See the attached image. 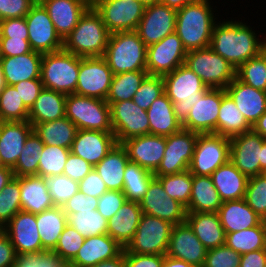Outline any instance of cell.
Instances as JSON below:
<instances>
[{
    "mask_svg": "<svg viewBox=\"0 0 266 267\" xmlns=\"http://www.w3.org/2000/svg\"><path fill=\"white\" fill-rule=\"evenodd\" d=\"M246 24L231 18L217 22L213 28L210 47L235 69L265 50V37L261 41Z\"/></svg>",
    "mask_w": 266,
    "mask_h": 267,
    "instance_id": "1",
    "label": "cell"
},
{
    "mask_svg": "<svg viewBox=\"0 0 266 267\" xmlns=\"http://www.w3.org/2000/svg\"><path fill=\"white\" fill-rule=\"evenodd\" d=\"M213 12L209 0H198L177 10L175 33L187 52L210 46L217 23Z\"/></svg>",
    "mask_w": 266,
    "mask_h": 267,
    "instance_id": "2",
    "label": "cell"
},
{
    "mask_svg": "<svg viewBox=\"0 0 266 267\" xmlns=\"http://www.w3.org/2000/svg\"><path fill=\"white\" fill-rule=\"evenodd\" d=\"M110 32L94 8H89L63 40V50L79 57L104 56Z\"/></svg>",
    "mask_w": 266,
    "mask_h": 267,
    "instance_id": "3",
    "label": "cell"
},
{
    "mask_svg": "<svg viewBox=\"0 0 266 267\" xmlns=\"http://www.w3.org/2000/svg\"><path fill=\"white\" fill-rule=\"evenodd\" d=\"M164 91L173 102V109L177 120L183 124L191 108L197 100L209 89L202 79L185 64L174 71L162 76Z\"/></svg>",
    "mask_w": 266,
    "mask_h": 267,
    "instance_id": "4",
    "label": "cell"
},
{
    "mask_svg": "<svg viewBox=\"0 0 266 267\" xmlns=\"http://www.w3.org/2000/svg\"><path fill=\"white\" fill-rule=\"evenodd\" d=\"M113 74L146 71L147 46L136 31L111 33L103 56Z\"/></svg>",
    "mask_w": 266,
    "mask_h": 267,
    "instance_id": "5",
    "label": "cell"
},
{
    "mask_svg": "<svg viewBox=\"0 0 266 267\" xmlns=\"http://www.w3.org/2000/svg\"><path fill=\"white\" fill-rule=\"evenodd\" d=\"M80 57L63 49L42 56L43 87L57 92L74 94L77 87Z\"/></svg>",
    "mask_w": 266,
    "mask_h": 267,
    "instance_id": "6",
    "label": "cell"
},
{
    "mask_svg": "<svg viewBox=\"0 0 266 267\" xmlns=\"http://www.w3.org/2000/svg\"><path fill=\"white\" fill-rule=\"evenodd\" d=\"M65 116L78 130L113 132L110 105L106 100L78 94L66 95Z\"/></svg>",
    "mask_w": 266,
    "mask_h": 267,
    "instance_id": "7",
    "label": "cell"
},
{
    "mask_svg": "<svg viewBox=\"0 0 266 267\" xmlns=\"http://www.w3.org/2000/svg\"><path fill=\"white\" fill-rule=\"evenodd\" d=\"M210 88L225 89L236 77V69L210 46L187 52L185 63Z\"/></svg>",
    "mask_w": 266,
    "mask_h": 267,
    "instance_id": "8",
    "label": "cell"
},
{
    "mask_svg": "<svg viewBox=\"0 0 266 267\" xmlns=\"http://www.w3.org/2000/svg\"><path fill=\"white\" fill-rule=\"evenodd\" d=\"M173 224L142 213L133 239L124 250L127 253L165 255Z\"/></svg>",
    "mask_w": 266,
    "mask_h": 267,
    "instance_id": "9",
    "label": "cell"
},
{
    "mask_svg": "<svg viewBox=\"0 0 266 267\" xmlns=\"http://www.w3.org/2000/svg\"><path fill=\"white\" fill-rule=\"evenodd\" d=\"M230 138L214 133L198 134L189 171L192 175L211 176L229 161Z\"/></svg>",
    "mask_w": 266,
    "mask_h": 267,
    "instance_id": "10",
    "label": "cell"
},
{
    "mask_svg": "<svg viewBox=\"0 0 266 267\" xmlns=\"http://www.w3.org/2000/svg\"><path fill=\"white\" fill-rule=\"evenodd\" d=\"M145 5L136 0H97L94 9L110 33L136 31Z\"/></svg>",
    "mask_w": 266,
    "mask_h": 267,
    "instance_id": "11",
    "label": "cell"
},
{
    "mask_svg": "<svg viewBox=\"0 0 266 267\" xmlns=\"http://www.w3.org/2000/svg\"><path fill=\"white\" fill-rule=\"evenodd\" d=\"M198 134L181 128L178 132L167 136L164 156L153 174L164 176L189 170Z\"/></svg>",
    "mask_w": 266,
    "mask_h": 267,
    "instance_id": "12",
    "label": "cell"
},
{
    "mask_svg": "<svg viewBox=\"0 0 266 267\" xmlns=\"http://www.w3.org/2000/svg\"><path fill=\"white\" fill-rule=\"evenodd\" d=\"M113 75L103 56L80 57L75 94L106 100Z\"/></svg>",
    "mask_w": 266,
    "mask_h": 267,
    "instance_id": "13",
    "label": "cell"
},
{
    "mask_svg": "<svg viewBox=\"0 0 266 267\" xmlns=\"http://www.w3.org/2000/svg\"><path fill=\"white\" fill-rule=\"evenodd\" d=\"M25 19L32 51L46 54L63 49V40L57 34L49 14L39 1L32 5Z\"/></svg>",
    "mask_w": 266,
    "mask_h": 267,
    "instance_id": "14",
    "label": "cell"
},
{
    "mask_svg": "<svg viewBox=\"0 0 266 267\" xmlns=\"http://www.w3.org/2000/svg\"><path fill=\"white\" fill-rule=\"evenodd\" d=\"M111 125L117 143L149 134L147 111L132 100L119 101L110 105Z\"/></svg>",
    "mask_w": 266,
    "mask_h": 267,
    "instance_id": "15",
    "label": "cell"
},
{
    "mask_svg": "<svg viewBox=\"0 0 266 267\" xmlns=\"http://www.w3.org/2000/svg\"><path fill=\"white\" fill-rule=\"evenodd\" d=\"M186 55L181 39L174 32L147 46L146 71L149 75L163 76L184 64Z\"/></svg>",
    "mask_w": 266,
    "mask_h": 267,
    "instance_id": "16",
    "label": "cell"
},
{
    "mask_svg": "<svg viewBox=\"0 0 266 267\" xmlns=\"http://www.w3.org/2000/svg\"><path fill=\"white\" fill-rule=\"evenodd\" d=\"M139 204L142 213L166 220L173 225L186 221V207L176 199L170 198L156 177L149 183Z\"/></svg>",
    "mask_w": 266,
    "mask_h": 267,
    "instance_id": "17",
    "label": "cell"
},
{
    "mask_svg": "<svg viewBox=\"0 0 266 267\" xmlns=\"http://www.w3.org/2000/svg\"><path fill=\"white\" fill-rule=\"evenodd\" d=\"M177 11L160 2L147 5L136 32L146 46L175 32Z\"/></svg>",
    "mask_w": 266,
    "mask_h": 267,
    "instance_id": "18",
    "label": "cell"
},
{
    "mask_svg": "<svg viewBox=\"0 0 266 267\" xmlns=\"http://www.w3.org/2000/svg\"><path fill=\"white\" fill-rule=\"evenodd\" d=\"M226 94L223 88L208 89L201 99L195 102L182 128L199 134H217L219 109Z\"/></svg>",
    "mask_w": 266,
    "mask_h": 267,
    "instance_id": "19",
    "label": "cell"
},
{
    "mask_svg": "<svg viewBox=\"0 0 266 267\" xmlns=\"http://www.w3.org/2000/svg\"><path fill=\"white\" fill-rule=\"evenodd\" d=\"M264 140L253 130L230 138L229 160L248 178L264 174L259 161Z\"/></svg>",
    "mask_w": 266,
    "mask_h": 267,
    "instance_id": "20",
    "label": "cell"
},
{
    "mask_svg": "<svg viewBox=\"0 0 266 267\" xmlns=\"http://www.w3.org/2000/svg\"><path fill=\"white\" fill-rule=\"evenodd\" d=\"M207 251L186 221L173 225L165 255L202 267Z\"/></svg>",
    "mask_w": 266,
    "mask_h": 267,
    "instance_id": "21",
    "label": "cell"
},
{
    "mask_svg": "<svg viewBox=\"0 0 266 267\" xmlns=\"http://www.w3.org/2000/svg\"><path fill=\"white\" fill-rule=\"evenodd\" d=\"M8 234L17 255L46 251L40 239L36 224V214L21 210L3 228Z\"/></svg>",
    "mask_w": 266,
    "mask_h": 267,
    "instance_id": "22",
    "label": "cell"
},
{
    "mask_svg": "<svg viewBox=\"0 0 266 267\" xmlns=\"http://www.w3.org/2000/svg\"><path fill=\"white\" fill-rule=\"evenodd\" d=\"M129 161L154 173L164 156L166 137L158 135H142L123 141Z\"/></svg>",
    "mask_w": 266,
    "mask_h": 267,
    "instance_id": "23",
    "label": "cell"
},
{
    "mask_svg": "<svg viewBox=\"0 0 266 267\" xmlns=\"http://www.w3.org/2000/svg\"><path fill=\"white\" fill-rule=\"evenodd\" d=\"M116 144L113 132L77 130L70 151L95 166Z\"/></svg>",
    "mask_w": 266,
    "mask_h": 267,
    "instance_id": "24",
    "label": "cell"
},
{
    "mask_svg": "<svg viewBox=\"0 0 266 267\" xmlns=\"http://www.w3.org/2000/svg\"><path fill=\"white\" fill-rule=\"evenodd\" d=\"M225 90L251 126L266 112V91L246 85L236 77Z\"/></svg>",
    "mask_w": 266,
    "mask_h": 267,
    "instance_id": "25",
    "label": "cell"
},
{
    "mask_svg": "<svg viewBox=\"0 0 266 267\" xmlns=\"http://www.w3.org/2000/svg\"><path fill=\"white\" fill-rule=\"evenodd\" d=\"M46 9L57 34L64 40L89 9L78 0H38Z\"/></svg>",
    "mask_w": 266,
    "mask_h": 267,
    "instance_id": "26",
    "label": "cell"
},
{
    "mask_svg": "<svg viewBox=\"0 0 266 267\" xmlns=\"http://www.w3.org/2000/svg\"><path fill=\"white\" fill-rule=\"evenodd\" d=\"M123 250L124 247L108 234L87 237L70 262L78 267H92L101 261L117 257Z\"/></svg>",
    "mask_w": 266,
    "mask_h": 267,
    "instance_id": "27",
    "label": "cell"
},
{
    "mask_svg": "<svg viewBox=\"0 0 266 267\" xmlns=\"http://www.w3.org/2000/svg\"><path fill=\"white\" fill-rule=\"evenodd\" d=\"M33 131L27 121H5L0 132V160L3 166L13 168L24 147L25 140Z\"/></svg>",
    "mask_w": 266,
    "mask_h": 267,
    "instance_id": "28",
    "label": "cell"
},
{
    "mask_svg": "<svg viewBox=\"0 0 266 267\" xmlns=\"http://www.w3.org/2000/svg\"><path fill=\"white\" fill-rule=\"evenodd\" d=\"M20 182L21 209L33 214L54 207L46 178L31 175L15 177Z\"/></svg>",
    "mask_w": 266,
    "mask_h": 267,
    "instance_id": "29",
    "label": "cell"
},
{
    "mask_svg": "<svg viewBox=\"0 0 266 267\" xmlns=\"http://www.w3.org/2000/svg\"><path fill=\"white\" fill-rule=\"evenodd\" d=\"M186 222L207 250L225 244L226 234L217 212H187Z\"/></svg>",
    "mask_w": 266,
    "mask_h": 267,
    "instance_id": "30",
    "label": "cell"
},
{
    "mask_svg": "<svg viewBox=\"0 0 266 267\" xmlns=\"http://www.w3.org/2000/svg\"><path fill=\"white\" fill-rule=\"evenodd\" d=\"M43 54L31 51L12 57H1L2 69L7 85H14L30 79H41Z\"/></svg>",
    "mask_w": 266,
    "mask_h": 267,
    "instance_id": "31",
    "label": "cell"
},
{
    "mask_svg": "<svg viewBox=\"0 0 266 267\" xmlns=\"http://www.w3.org/2000/svg\"><path fill=\"white\" fill-rule=\"evenodd\" d=\"M217 213L225 234L255 227L263 221L245 199L224 201Z\"/></svg>",
    "mask_w": 266,
    "mask_h": 267,
    "instance_id": "32",
    "label": "cell"
},
{
    "mask_svg": "<svg viewBox=\"0 0 266 267\" xmlns=\"http://www.w3.org/2000/svg\"><path fill=\"white\" fill-rule=\"evenodd\" d=\"M141 215L142 209L138 202L126 201L118 212L108 219L107 234L125 248L136 233Z\"/></svg>",
    "mask_w": 266,
    "mask_h": 267,
    "instance_id": "33",
    "label": "cell"
},
{
    "mask_svg": "<svg viewBox=\"0 0 266 267\" xmlns=\"http://www.w3.org/2000/svg\"><path fill=\"white\" fill-rule=\"evenodd\" d=\"M211 178L221 200H241L245 198L248 177L229 160L218 167Z\"/></svg>",
    "mask_w": 266,
    "mask_h": 267,
    "instance_id": "34",
    "label": "cell"
},
{
    "mask_svg": "<svg viewBox=\"0 0 266 267\" xmlns=\"http://www.w3.org/2000/svg\"><path fill=\"white\" fill-rule=\"evenodd\" d=\"M147 115L151 135L167 137L182 128L175 116L173 102L165 92L150 105Z\"/></svg>",
    "mask_w": 266,
    "mask_h": 267,
    "instance_id": "35",
    "label": "cell"
},
{
    "mask_svg": "<svg viewBox=\"0 0 266 267\" xmlns=\"http://www.w3.org/2000/svg\"><path fill=\"white\" fill-rule=\"evenodd\" d=\"M129 161L122 144L117 143L109 153L94 166L108 190L123 191L124 171Z\"/></svg>",
    "mask_w": 266,
    "mask_h": 267,
    "instance_id": "36",
    "label": "cell"
},
{
    "mask_svg": "<svg viewBox=\"0 0 266 267\" xmlns=\"http://www.w3.org/2000/svg\"><path fill=\"white\" fill-rule=\"evenodd\" d=\"M66 94L43 88L29 110L28 121L34 127L37 123L49 122L65 117Z\"/></svg>",
    "mask_w": 266,
    "mask_h": 267,
    "instance_id": "37",
    "label": "cell"
},
{
    "mask_svg": "<svg viewBox=\"0 0 266 267\" xmlns=\"http://www.w3.org/2000/svg\"><path fill=\"white\" fill-rule=\"evenodd\" d=\"M222 203L211 176L192 175V191L187 212H218Z\"/></svg>",
    "mask_w": 266,
    "mask_h": 267,
    "instance_id": "38",
    "label": "cell"
},
{
    "mask_svg": "<svg viewBox=\"0 0 266 267\" xmlns=\"http://www.w3.org/2000/svg\"><path fill=\"white\" fill-rule=\"evenodd\" d=\"M36 224L43 248L52 251L68 224L67 215L61 206H54L36 214Z\"/></svg>",
    "mask_w": 266,
    "mask_h": 267,
    "instance_id": "39",
    "label": "cell"
},
{
    "mask_svg": "<svg viewBox=\"0 0 266 267\" xmlns=\"http://www.w3.org/2000/svg\"><path fill=\"white\" fill-rule=\"evenodd\" d=\"M33 130L44 144L71 149L78 129L65 116L53 121L37 123Z\"/></svg>",
    "mask_w": 266,
    "mask_h": 267,
    "instance_id": "40",
    "label": "cell"
},
{
    "mask_svg": "<svg viewBox=\"0 0 266 267\" xmlns=\"http://www.w3.org/2000/svg\"><path fill=\"white\" fill-rule=\"evenodd\" d=\"M250 130L252 126L237 108L235 102L226 94L222 98L219 109L217 134L231 138Z\"/></svg>",
    "mask_w": 266,
    "mask_h": 267,
    "instance_id": "41",
    "label": "cell"
},
{
    "mask_svg": "<svg viewBox=\"0 0 266 267\" xmlns=\"http://www.w3.org/2000/svg\"><path fill=\"white\" fill-rule=\"evenodd\" d=\"M225 244L242 254L266 249V221L233 233H226Z\"/></svg>",
    "mask_w": 266,
    "mask_h": 267,
    "instance_id": "42",
    "label": "cell"
},
{
    "mask_svg": "<svg viewBox=\"0 0 266 267\" xmlns=\"http://www.w3.org/2000/svg\"><path fill=\"white\" fill-rule=\"evenodd\" d=\"M148 75L147 71H130L114 74L106 102L111 105L119 101L132 100V97Z\"/></svg>",
    "mask_w": 266,
    "mask_h": 267,
    "instance_id": "43",
    "label": "cell"
},
{
    "mask_svg": "<svg viewBox=\"0 0 266 267\" xmlns=\"http://www.w3.org/2000/svg\"><path fill=\"white\" fill-rule=\"evenodd\" d=\"M155 175L137 163L128 161L124 171L123 193L127 201L140 202Z\"/></svg>",
    "mask_w": 266,
    "mask_h": 267,
    "instance_id": "44",
    "label": "cell"
},
{
    "mask_svg": "<svg viewBox=\"0 0 266 267\" xmlns=\"http://www.w3.org/2000/svg\"><path fill=\"white\" fill-rule=\"evenodd\" d=\"M44 143L33 130L25 140L24 147L12 168L15 177L38 175V164Z\"/></svg>",
    "mask_w": 266,
    "mask_h": 267,
    "instance_id": "45",
    "label": "cell"
},
{
    "mask_svg": "<svg viewBox=\"0 0 266 267\" xmlns=\"http://www.w3.org/2000/svg\"><path fill=\"white\" fill-rule=\"evenodd\" d=\"M66 215L67 223L85 238L107 234L108 220L98 210L80 211Z\"/></svg>",
    "mask_w": 266,
    "mask_h": 267,
    "instance_id": "46",
    "label": "cell"
},
{
    "mask_svg": "<svg viewBox=\"0 0 266 267\" xmlns=\"http://www.w3.org/2000/svg\"><path fill=\"white\" fill-rule=\"evenodd\" d=\"M236 78L255 89L266 91V50L236 69Z\"/></svg>",
    "mask_w": 266,
    "mask_h": 267,
    "instance_id": "47",
    "label": "cell"
},
{
    "mask_svg": "<svg viewBox=\"0 0 266 267\" xmlns=\"http://www.w3.org/2000/svg\"><path fill=\"white\" fill-rule=\"evenodd\" d=\"M70 149L44 144L38 164V176L52 177L63 175Z\"/></svg>",
    "mask_w": 266,
    "mask_h": 267,
    "instance_id": "48",
    "label": "cell"
},
{
    "mask_svg": "<svg viewBox=\"0 0 266 267\" xmlns=\"http://www.w3.org/2000/svg\"><path fill=\"white\" fill-rule=\"evenodd\" d=\"M170 198L176 199L186 208L192 191V174L186 170L177 174L155 176Z\"/></svg>",
    "mask_w": 266,
    "mask_h": 267,
    "instance_id": "49",
    "label": "cell"
},
{
    "mask_svg": "<svg viewBox=\"0 0 266 267\" xmlns=\"http://www.w3.org/2000/svg\"><path fill=\"white\" fill-rule=\"evenodd\" d=\"M29 109L24 105L13 85L0 92V117L4 121H27Z\"/></svg>",
    "mask_w": 266,
    "mask_h": 267,
    "instance_id": "50",
    "label": "cell"
},
{
    "mask_svg": "<svg viewBox=\"0 0 266 267\" xmlns=\"http://www.w3.org/2000/svg\"><path fill=\"white\" fill-rule=\"evenodd\" d=\"M21 210L20 182L14 177L0 192V229Z\"/></svg>",
    "mask_w": 266,
    "mask_h": 267,
    "instance_id": "51",
    "label": "cell"
},
{
    "mask_svg": "<svg viewBox=\"0 0 266 267\" xmlns=\"http://www.w3.org/2000/svg\"><path fill=\"white\" fill-rule=\"evenodd\" d=\"M247 204L266 221V175L260 174L248 179L245 198Z\"/></svg>",
    "mask_w": 266,
    "mask_h": 267,
    "instance_id": "52",
    "label": "cell"
},
{
    "mask_svg": "<svg viewBox=\"0 0 266 267\" xmlns=\"http://www.w3.org/2000/svg\"><path fill=\"white\" fill-rule=\"evenodd\" d=\"M164 80L162 76L148 75L141 83L132 101L144 110L164 93Z\"/></svg>",
    "mask_w": 266,
    "mask_h": 267,
    "instance_id": "53",
    "label": "cell"
},
{
    "mask_svg": "<svg viewBox=\"0 0 266 267\" xmlns=\"http://www.w3.org/2000/svg\"><path fill=\"white\" fill-rule=\"evenodd\" d=\"M84 239L82 234L67 224L52 251L58 254L64 262H70L83 245Z\"/></svg>",
    "mask_w": 266,
    "mask_h": 267,
    "instance_id": "54",
    "label": "cell"
},
{
    "mask_svg": "<svg viewBox=\"0 0 266 267\" xmlns=\"http://www.w3.org/2000/svg\"><path fill=\"white\" fill-rule=\"evenodd\" d=\"M48 190L55 206L63 204L78 192V182L68 176L57 175L46 177Z\"/></svg>",
    "mask_w": 266,
    "mask_h": 267,
    "instance_id": "55",
    "label": "cell"
},
{
    "mask_svg": "<svg viewBox=\"0 0 266 267\" xmlns=\"http://www.w3.org/2000/svg\"><path fill=\"white\" fill-rule=\"evenodd\" d=\"M241 254L226 244L209 249L202 267H239Z\"/></svg>",
    "mask_w": 266,
    "mask_h": 267,
    "instance_id": "56",
    "label": "cell"
},
{
    "mask_svg": "<svg viewBox=\"0 0 266 267\" xmlns=\"http://www.w3.org/2000/svg\"><path fill=\"white\" fill-rule=\"evenodd\" d=\"M64 261L54 251L19 254L14 267H59Z\"/></svg>",
    "mask_w": 266,
    "mask_h": 267,
    "instance_id": "57",
    "label": "cell"
},
{
    "mask_svg": "<svg viewBox=\"0 0 266 267\" xmlns=\"http://www.w3.org/2000/svg\"><path fill=\"white\" fill-rule=\"evenodd\" d=\"M126 201L127 198L123 191L108 190L98 198L97 210L108 220L118 212Z\"/></svg>",
    "mask_w": 266,
    "mask_h": 267,
    "instance_id": "58",
    "label": "cell"
},
{
    "mask_svg": "<svg viewBox=\"0 0 266 267\" xmlns=\"http://www.w3.org/2000/svg\"><path fill=\"white\" fill-rule=\"evenodd\" d=\"M29 31L25 17L0 21V38L28 40Z\"/></svg>",
    "mask_w": 266,
    "mask_h": 267,
    "instance_id": "59",
    "label": "cell"
},
{
    "mask_svg": "<svg viewBox=\"0 0 266 267\" xmlns=\"http://www.w3.org/2000/svg\"><path fill=\"white\" fill-rule=\"evenodd\" d=\"M36 0H0V21L25 17Z\"/></svg>",
    "mask_w": 266,
    "mask_h": 267,
    "instance_id": "60",
    "label": "cell"
},
{
    "mask_svg": "<svg viewBox=\"0 0 266 267\" xmlns=\"http://www.w3.org/2000/svg\"><path fill=\"white\" fill-rule=\"evenodd\" d=\"M93 168L86 160L70 152L63 175L79 183Z\"/></svg>",
    "mask_w": 266,
    "mask_h": 267,
    "instance_id": "61",
    "label": "cell"
},
{
    "mask_svg": "<svg viewBox=\"0 0 266 267\" xmlns=\"http://www.w3.org/2000/svg\"><path fill=\"white\" fill-rule=\"evenodd\" d=\"M24 105L30 110L44 88L41 79H30L13 85Z\"/></svg>",
    "mask_w": 266,
    "mask_h": 267,
    "instance_id": "62",
    "label": "cell"
},
{
    "mask_svg": "<svg viewBox=\"0 0 266 267\" xmlns=\"http://www.w3.org/2000/svg\"><path fill=\"white\" fill-rule=\"evenodd\" d=\"M98 198L90 195H84L79 190L68 199L62 206L66 214L77 213L80 211L97 210Z\"/></svg>",
    "mask_w": 266,
    "mask_h": 267,
    "instance_id": "63",
    "label": "cell"
},
{
    "mask_svg": "<svg viewBox=\"0 0 266 267\" xmlns=\"http://www.w3.org/2000/svg\"><path fill=\"white\" fill-rule=\"evenodd\" d=\"M78 190L84 195L97 198L108 191L106 184L94 168L78 183Z\"/></svg>",
    "mask_w": 266,
    "mask_h": 267,
    "instance_id": "64",
    "label": "cell"
},
{
    "mask_svg": "<svg viewBox=\"0 0 266 267\" xmlns=\"http://www.w3.org/2000/svg\"><path fill=\"white\" fill-rule=\"evenodd\" d=\"M164 255L134 254L124 250L126 267H161Z\"/></svg>",
    "mask_w": 266,
    "mask_h": 267,
    "instance_id": "65",
    "label": "cell"
},
{
    "mask_svg": "<svg viewBox=\"0 0 266 267\" xmlns=\"http://www.w3.org/2000/svg\"><path fill=\"white\" fill-rule=\"evenodd\" d=\"M28 40L0 38L1 57H12L31 52Z\"/></svg>",
    "mask_w": 266,
    "mask_h": 267,
    "instance_id": "66",
    "label": "cell"
},
{
    "mask_svg": "<svg viewBox=\"0 0 266 267\" xmlns=\"http://www.w3.org/2000/svg\"><path fill=\"white\" fill-rule=\"evenodd\" d=\"M17 257L8 234L0 229V267H14Z\"/></svg>",
    "mask_w": 266,
    "mask_h": 267,
    "instance_id": "67",
    "label": "cell"
},
{
    "mask_svg": "<svg viewBox=\"0 0 266 267\" xmlns=\"http://www.w3.org/2000/svg\"><path fill=\"white\" fill-rule=\"evenodd\" d=\"M239 267H266V249L242 254Z\"/></svg>",
    "mask_w": 266,
    "mask_h": 267,
    "instance_id": "68",
    "label": "cell"
},
{
    "mask_svg": "<svg viewBox=\"0 0 266 267\" xmlns=\"http://www.w3.org/2000/svg\"><path fill=\"white\" fill-rule=\"evenodd\" d=\"M92 267H126L124 261V250L117 257L101 261Z\"/></svg>",
    "mask_w": 266,
    "mask_h": 267,
    "instance_id": "69",
    "label": "cell"
},
{
    "mask_svg": "<svg viewBox=\"0 0 266 267\" xmlns=\"http://www.w3.org/2000/svg\"><path fill=\"white\" fill-rule=\"evenodd\" d=\"M14 177L12 168L7 166L0 167V192Z\"/></svg>",
    "mask_w": 266,
    "mask_h": 267,
    "instance_id": "70",
    "label": "cell"
},
{
    "mask_svg": "<svg viewBox=\"0 0 266 267\" xmlns=\"http://www.w3.org/2000/svg\"><path fill=\"white\" fill-rule=\"evenodd\" d=\"M161 267H195L187 262L164 255Z\"/></svg>",
    "mask_w": 266,
    "mask_h": 267,
    "instance_id": "71",
    "label": "cell"
},
{
    "mask_svg": "<svg viewBox=\"0 0 266 267\" xmlns=\"http://www.w3.org/2000/svg\"><path fill=\"white\" fill-rule=\"evenodd\" d=\"M252 130L266 139V112L253 124Z\"/></svg>",
    "mask_w": 266,
    "mask_h": 267,
    "instance_id": "72",
    "label": "cell"
},
{
    "mask_svg": "<svg viewBox=\"0 0 266 267\" xmlns=\"http://www.w3.org/2000/svg\"><path fill=\"white\" fill-rule=\"evenodd\" d=\"M198 0H159L161 4L167 5L176 11L183 8L187 4L197 2Z\"/></svg>",
    "mask_w": 266,
    "mask_h": 267,
    "instance_id": "73",
    "label": "cell"
},
{
    "mask_svg": "<svg viewBox=\"0 0 266 267\" xmlns=\"http://www.w3.org/2000/svg\"><path fill=\"white\" fill-rule=\"evenodd\" d=\"M260 161V168L263 172L266 171V139L264 140L262 147H261V160Z\"/></svg>",
    "mask_w": 266,
    "mask_h": 267,
    "instance_id": "74",
    "label": "cell"
},
{
    "mask_svg": "<svg viewBox=\"0 0 266 267\" xmlns=\"http://www.w3.org/2000/svg\"><path fill=\"white\" fill-rule=\"evenodd\" d=\"M6 85L7 84L5 82L4 73H3V69H2V63H1V59H0V92L4 89V87Z\"/></svg>",
    "mask_w": 266,
    "mask_h": 267,
    "instance_id": "75",
    "label": "cell"
},
{
    "mask_svg": "<svg viewBox=\"0 0 266 267\" xmlns=\"http://www.w3.org/2000/svg\"><path fill=\"white\" fill-rule=\"evenodd\" d=\"M80 2H82L83 4H85L86 6H88L89 8H94L97 0H78Z\"/></svg>",
    "mask_w": 266,
    "mask_h": 267,
    "instance_id": "76",
    "label": "cell"
},
{
    "mask_svg": "<svg viewBox=\"0 0 266 267\" xmlns=\"http://www.w3.org/2000/svg\"><path fill=\"white\" fill-rule=\"evenodd\" d=\"M136 1L142 2L145 6L159 2V0H136Z\"/></svg>",
    "mask_w": 266,
    "mask_h": 267,
    "instance_id": "77",
    "label": "cell"
},
{
    "mask_svg": "<svg viewBox=\"0 0 266 267\" xmlns=\"http://www.w3.org/2000/svg\"><path fill=\"white\" fill-rule=\"evenodd\" d=\"M59 267H78V266L72 264L71 262H63Z\"/></svg>",
    "mask_w": 266,
    "mask_h": 267,
    "instance_id": "78",
    "label": "cell"
},
{
    "mask_svg": "<svg viewBox=\"0 0 266 267\" xmlns=\"http://www.w3.org/2000/svg\"><path fill=\"white\" fill-rule=\"evenodd\" d=\"M5 121L0 117V132H1V128H2V125Z\"/></svg>",
    "mask_w": 266,
    "mask_h": 267,
    "instance_id": "79",
    "label": "cell"
}]
</instances>
